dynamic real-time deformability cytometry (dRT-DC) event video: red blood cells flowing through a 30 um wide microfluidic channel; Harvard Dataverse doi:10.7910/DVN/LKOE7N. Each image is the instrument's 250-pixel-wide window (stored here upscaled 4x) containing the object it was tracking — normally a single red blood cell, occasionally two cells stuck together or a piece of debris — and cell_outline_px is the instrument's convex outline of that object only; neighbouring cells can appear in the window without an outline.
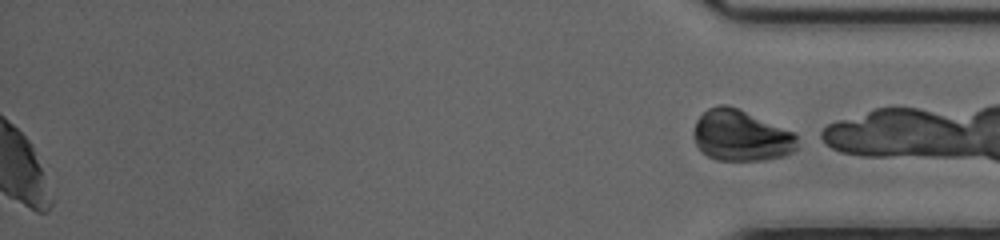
{"species": "common noctule bat (a hibernating species)", "species_latin": "Nyctalus noctula", "temperature_condition": "cold", "stored_images_in_passage": 46, "segment_of_instrument_passage": [2, 2], "camera_frame_rate_fps": 3000, "um_per_image_px": 0.085, "animal": {"sex": "female", "body_mass_g": 20.0, "forearm_length_mm": 54.0}, "frame": {"image": 1, "passage_image": 46, "time_ms": 15.0, "image_size_px": [1000, 240], "cell_outline_px": [[796, 148], [792, 152], [784, 156], [764, 160], [716, 160], [700, 152], [692, 136], [692, 132], [696, 120], [708, 108], [720, 104], [728, 104], [792, 132], [796, 136]], "centroid_in_image_um": [62.91, 11.54], "position_along_channel_um": 372.3, "area_um2": 30.75}}